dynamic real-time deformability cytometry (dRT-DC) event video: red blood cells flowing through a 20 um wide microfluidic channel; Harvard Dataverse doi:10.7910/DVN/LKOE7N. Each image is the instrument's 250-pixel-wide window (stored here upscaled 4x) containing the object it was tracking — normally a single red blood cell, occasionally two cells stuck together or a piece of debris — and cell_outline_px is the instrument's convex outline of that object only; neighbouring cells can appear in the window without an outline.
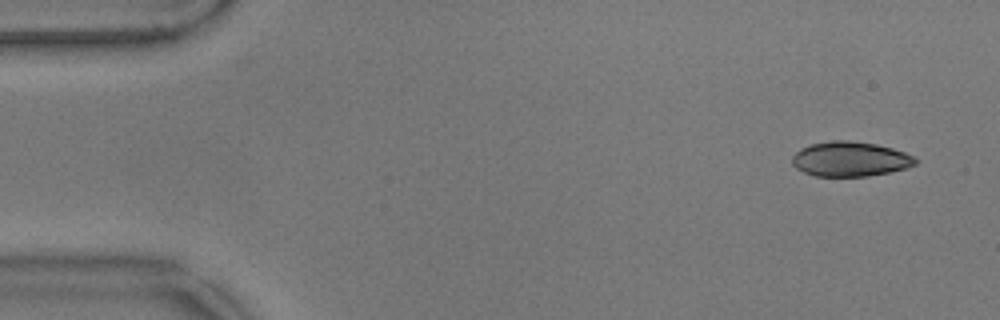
{"species": "common noctule bat (a hibernating species)", "species_latin": "Nyctalus noctula", "temperature_condition": "warm", "stored_images_in_passage": 56, "camera_frame_rate_fps": 3000, "um_per_image_px": 0.085, "animal": {"sex": "male", "body_mass_g": 17.9}, "frame": {"image": 1, "passage_image": 3, "time_ms": 0.667, "image_size_px": [1000, 320], "cell_outline_px": [[916, 164], [908, 168], [868, 176], [816, 176], [804, 172], [796, 168], [792, 164], [792, 156], [800, 148], [812, 144], [832, 140], [848, 140], [876, 144], [892, 148], [904, 152], [912, 156], [916, 160]], "centroid_in_image_um": [72.25, 13.52], "position_along_channel_um": 12.8, "area_um2": 24.91}}
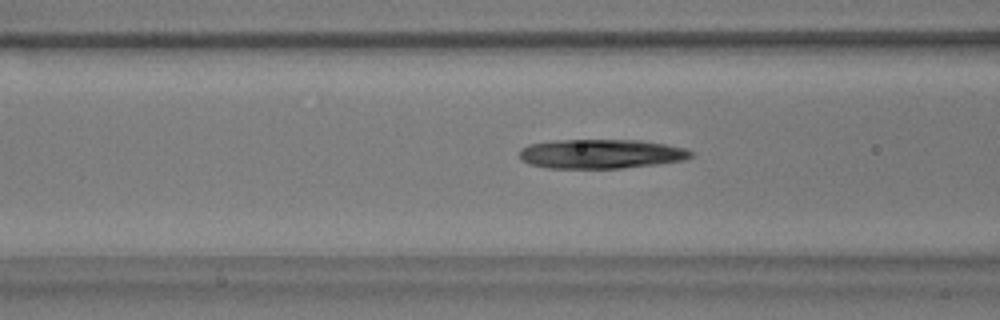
{"frame": {"image": 2, "passage_image": 21, "time_ms": 6.667, "image_size_px": [1000, 320], "cell_outline_px": [[692, 156], [684, 160], [660, 164], [624, 168], [548, 168], [528, 164], [520, 160], [520, 148], [528, 144], [552, 140], [640, 140], [664, 144], [684, 148], [692, 152]], "centroid_in_image_um": [51.04, 13.08], "position_along_channel_um": 115.6, "area_um2": 29.54}}
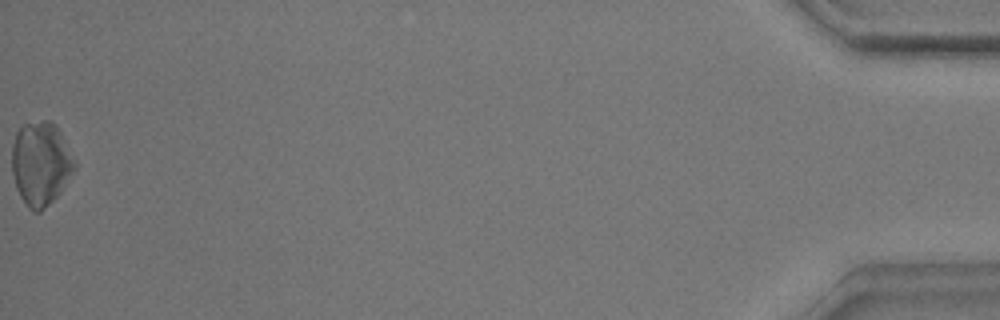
{"frame": {"image": 3, "passage_image": 56, "time_ms": 18.333, "image_size_px": [1000, 320], "cell_outline_px": [[76, 168], [60, 192], [40, 212], [32, 212], [28, 208], [20, 196], [16, 188], [12, 172], [12, 144], [16, 132], [24, 124], [44, 120], [48, 120], [60, 132], [76, 160]], "centroid_in_image_um": [3.46, 13.91], "position_along_channel_um": 431.7, "area_um2": 30.46}, "authors_computed_cell_mechanics": {"area_um2": 29.3046, "velocity_mm_per_s": 3.5796, "shape_relaxation_time_tau1_ms": null, "shape_relaxation_time_tau2_ms": 9.9368, "deformation_change_tau1": null, "deformation_change_tau2": 0.2389}}